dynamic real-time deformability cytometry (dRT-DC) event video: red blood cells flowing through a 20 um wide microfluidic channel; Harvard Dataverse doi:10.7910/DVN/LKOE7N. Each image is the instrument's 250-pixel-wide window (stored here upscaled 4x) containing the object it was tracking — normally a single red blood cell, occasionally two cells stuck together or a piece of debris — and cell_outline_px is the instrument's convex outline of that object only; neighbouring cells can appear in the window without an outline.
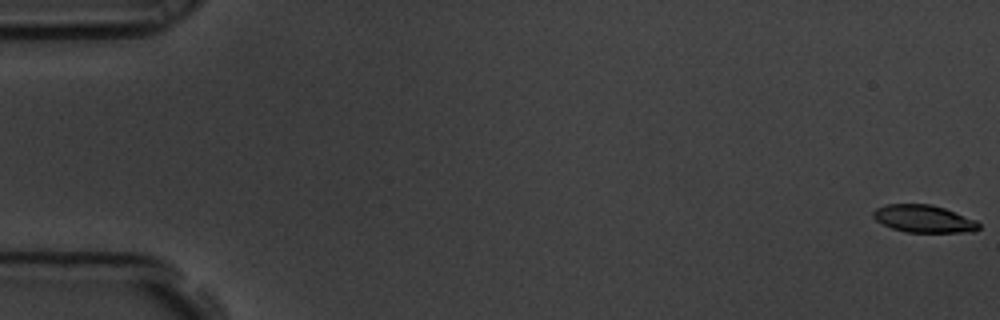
{"species": "common noctule bat (a hibernating species)", "species_latin": "Nyctalus noctula", "temperature_condition": "room temperature", "stored_images_in_passage": 59, "camera_frame_rate_fps": 3000, "um_per_image_px": 0.085, "animal": {"sex": "male", "body_mass_g": 19.5, "forearm_length_mm": 54.6}, "frame": {"image": 1, "passage_image": 1, "time_ms": 0.0, "image_size_px": [1000, 320], "cell_outline_px": [[980, 228], [976, 232], [904, 232], [892, 228], [876, 220], [872, 216], [872, 212], [876, 208], [884, 204], [932, 204], [944, 208], [976, 220], [980, 224]], "centroid_in_image_um": [78.52, 18.59], "position_along_channel_um": 6.5, "area_um2": 16.99}}
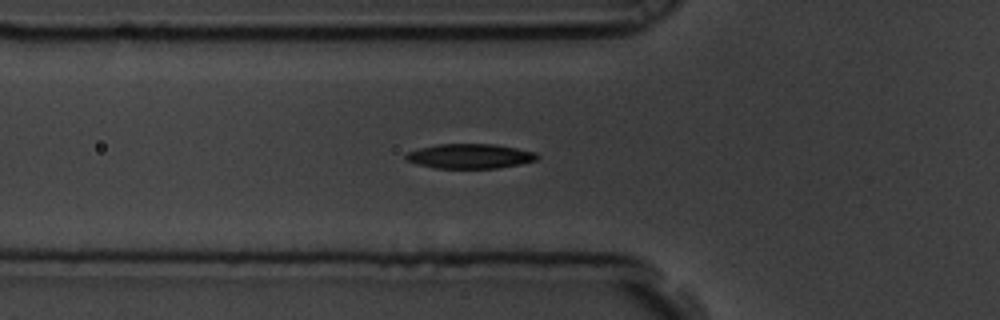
{"frame": {"image": 2, "passage_image": 21, "time_ms": 6.667, "image_size_px": [1000, 320], "cell_outline_px": [[540, 156], [536, 160], [520, 164], [496, 168], [436, 168], [416, 164], [404, 160], [404, 156], [408, 152], [420, 148], [436, 144], [496, 144], [536, 152]], "centroid_in_image_um": [39.93, 13.27], "position_along_channel_um": 85.9, "area_um2": 18.96}}
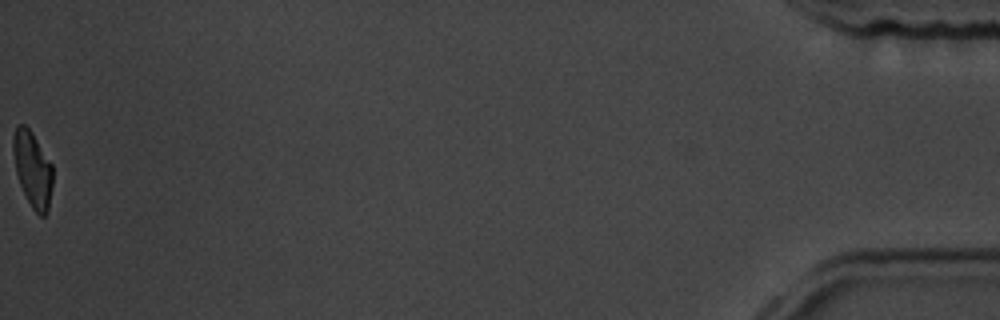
{"frame": {"image": 3, "passage_image": 59, "time_ms": 19.333, "image_size_px": [1000, 320], "cell_outline_px": [[52, 188], [48, 212], [44, 216], [40, 216], [32, 208], [20, 184], [16, 172], [12, 152], [12, 136], [16, 124], [24, 124], [32, 132], [52, 164]], "centroid_in_image_um": [2.76, 14.36], "position_along_channel_um": 432.4, "area_um2": 17.57}, "authors_computed_cell_mechanics": {"area_um2": 18.785, "velocity_mm_per_s": 3.536, "shape_relaxation_time_tau1_ms": 3.0647, "shape_relaxation_time_tau2_ms": 2.9212, "deformation_change_tau1": 0.1574, "deformation_change_tau2": 0.0902}}